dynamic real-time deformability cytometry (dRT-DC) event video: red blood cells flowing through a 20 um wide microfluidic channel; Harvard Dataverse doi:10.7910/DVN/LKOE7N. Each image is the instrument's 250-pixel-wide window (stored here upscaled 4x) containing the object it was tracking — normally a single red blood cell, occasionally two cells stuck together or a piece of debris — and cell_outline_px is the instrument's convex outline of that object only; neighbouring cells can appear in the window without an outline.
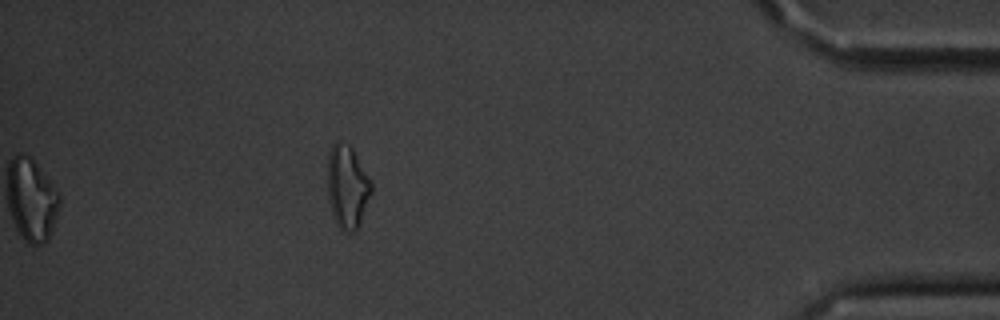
{"species": "common noctule bat (a hibernating species)", "species_latin": "Nyctalus noctula", "temperature_condition": "cold", "stored_images_in_passage": 41, "segment_of_instrument_passage": [2, 2], "camera_frame_rate_fps": 3000, "um_per_image_px": 0.085, "animal": {"sex": "male", "body_mass_g": 20.1, "forearm_length_mm": 53.5}, "frame": {"image": 1, "passage_image": 41, "time_ms": 13.333, "image_size_px": [1000, 320], "cell_outline_px": [[372, 192], [356, 232], [348, 232], [340, 228], [336, 224], [328, 200], [328, 156], [332, 144], [336, 140], [348, 144], [352, 148], [372, 180]], "centroid_in_image_um": [29.53, 15.86], "position_along_channel_um": 405.7, "area_um2": 21.33}}